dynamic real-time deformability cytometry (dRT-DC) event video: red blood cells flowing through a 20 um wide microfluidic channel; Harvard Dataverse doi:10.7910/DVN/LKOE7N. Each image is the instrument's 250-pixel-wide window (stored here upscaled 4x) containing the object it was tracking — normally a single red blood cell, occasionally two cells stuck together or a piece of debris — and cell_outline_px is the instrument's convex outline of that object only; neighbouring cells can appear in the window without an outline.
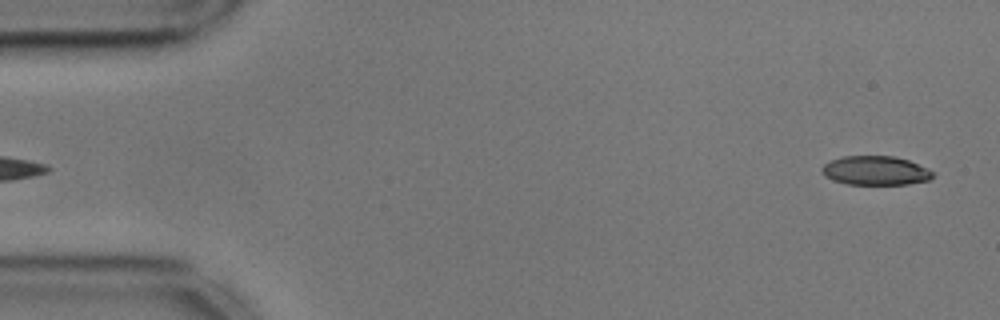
{"species": "common noctule bat (a hibernating species)", "species_latin": "Nyctalus noctula", "temperature_condition": "cold", "stored_images_in_passage": 56, "camera_frame_rate_fps": 3000, "um_per_image_px": 0.085, "animal": {"sex": "male", "body_mass_g": 17.9, "forearm_length_mm": 54.2}, "frame": {"image": 1, "passage_image": 2, "time_ms": 0.333, "image_size_px": [1000, 320], "cell_outline_px": [[936, 172], [928, 180], [908, 184], [848, 184], [832, 180], [824, 176], [820, 172], [820, 168], [824, 164], [832, 160], [844, 156], [892, 156], [908, 160], [928, 168]], "centroid_in_image_um": [74.4, 14.5], "position_along_channel_um": 10.6, "area_um2": 18.84}}
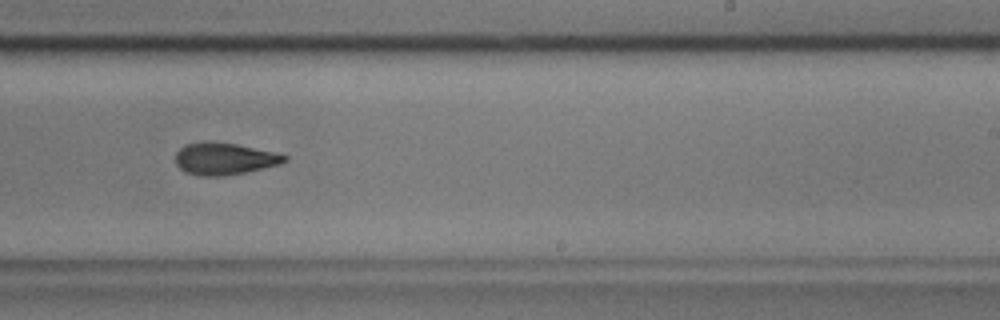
{"frame": {"image": 2, "passage_image": 33, "time_ms": 10.667, "image_size_px": [1000, 320], "cell_outline_px": [[288, 160], [280, 164], [264, 168], [224, 176], [200, 176], [184, 172], [176, 164], [176, 152], [184, 144], [208, 140], [236, 144], [276, 152], [288, 156]], "centroid_in_image_um": [19.06, 13.48], "position_along_channel_um": 269.9, "area_um2": 20.58}}
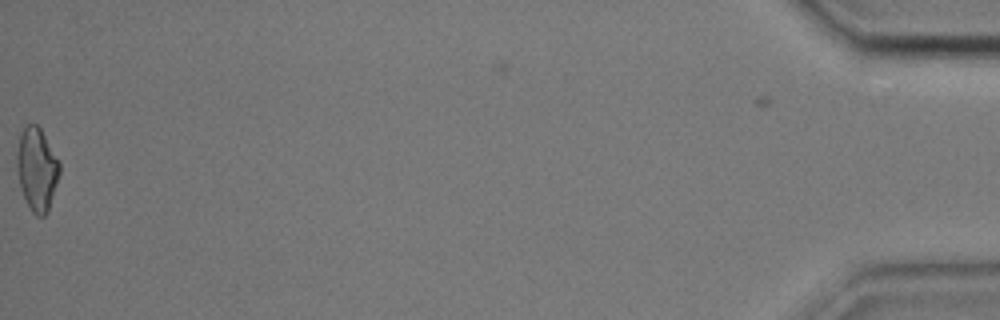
{"frame": {"image": 3, "passage_image": 55, "time_ms": 18.0, "image_size_px": [1000, 320], "cell_outline_px": [[60, 172], [48, 212], [44, 216], [36, 216], [32, 212], [20, 188], [16, 168], [16, 152], [20, 132], [28, 124], [36, 124], [40, 128], [60, 160]], "centroid_in_image_um": [3.13, 14.37], "position_along_channel_um": 432.1, "area_um2": 20.87}, "authors_computed_cell_mechanics": {"area_um2": 20.5768, "velocity_mm_per_s": 3.5936, "shape_relaxation_time_tau1_ms": 4.0359, "shape_relaxation_time_tau2_ms": 4.7689, "deformation_change_tau1": 0.1306, "deformation_change_tau2": 0.1264}}